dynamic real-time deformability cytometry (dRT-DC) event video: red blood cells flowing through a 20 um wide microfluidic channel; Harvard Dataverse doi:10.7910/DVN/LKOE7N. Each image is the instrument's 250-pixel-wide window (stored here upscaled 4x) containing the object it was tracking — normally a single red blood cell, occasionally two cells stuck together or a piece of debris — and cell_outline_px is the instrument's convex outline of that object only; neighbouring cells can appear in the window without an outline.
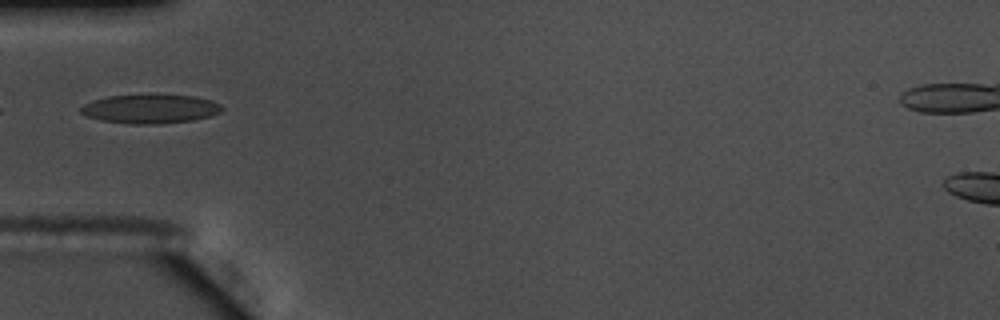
{"species": "common noctule bat (a hibernating species)", "species_latin": "Nyctalus noctula", "temperature_condition": "warm", "stored_images_in_passage": 31, "camera_frame_rate_fps": 3000, "um_per_image_px": 0.085, "animal": {"sex": "male", "body_mass_g": 17.5, "forearm_length_mm": 52.3}, "frame": {"image": 1, "passage_image": 1, "time_ms": 0.0, "image_size_px": [1000, 320], "cell_outline_px": [[224, 108], [220, 112], [208, 116], [192, 120], [160, 124], [132, 124], [100, 120], [88, 116], [80, 112], [80, 108], [84, 104], [92, 100], [108, 96], [196, 96], [212, 100], [220, 104]], "centroid_in_image_um": [12.77, 9.27], "position_along_channel_um": 72.2, "area_um2": 23.41}}
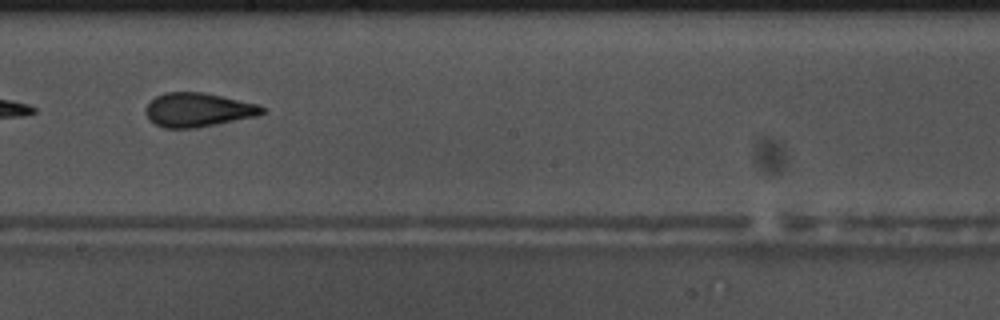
{"frame": {"image": 2, "passage_image": 14, "time_ms": 4.333, "image_size_px": [1000, 320], "cell_outline_px": [[264, 112], [256, 116], [196, 128], [164, 128], [148, 120], [144, 112], [144, 108], [156, 96], [164, 92], [204, 92], [256, 104], [264, 108]], "centroid_in_image_um": [16.76, 9.34], "position_along_channel_um": 231.4, "area_um2": 22.95}, "authors_computed_cell_mechanics": {"area_um2": 22.9466, "velocity_mm_per_s": 3.6696, "shape_relaxation_time_tau1_ms": 5.9808, "shape_relaxation_time_tau2_ms": 1.52, "deformation_change_tau1": 0.1834, "deformation_change_tau2": 0.087}}